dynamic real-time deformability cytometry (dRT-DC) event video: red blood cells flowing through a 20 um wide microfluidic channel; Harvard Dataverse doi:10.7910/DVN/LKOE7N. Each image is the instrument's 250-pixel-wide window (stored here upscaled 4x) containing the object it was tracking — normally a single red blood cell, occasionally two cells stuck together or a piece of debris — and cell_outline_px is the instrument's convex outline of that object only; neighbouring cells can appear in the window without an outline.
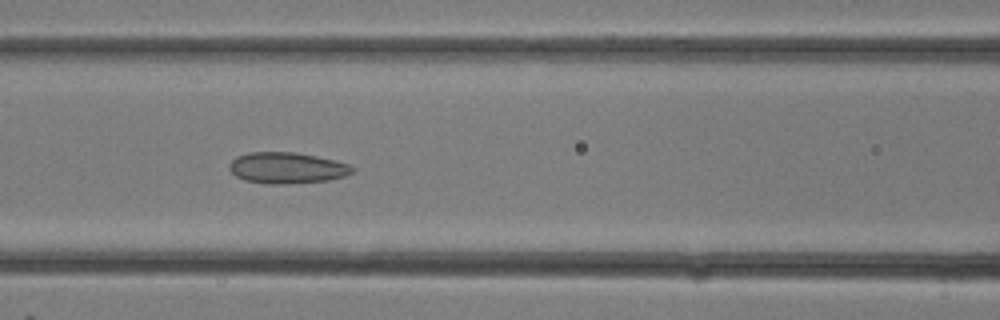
{"species": "common noctule bat (a hibernating species)", "species_latin": "Nyctalus noctula", "temperature_condition": "room temperature", "stored_images_in_passage": 27, "camera_frame_rate_fps": 3000, "um_per_image_px": 0.085, "animal": {"sex": "female"}, "frame": {"image": 1, "passage_image": 11, "time_ms": 3.333, "image_size_px": [1000, 320], "cell_outline_px": [[356, 168], [352, 172], [344, 176], [328, 180], [284, 184], [268, 184], [244, 180], [236, 176], [228, 168], [228, 164], [236, 156], [248, 152], [296, 152], [336, 160], [348, 164]], "centroid_in_image_um": [24.37, 14.26], "position_along_channel_um": 142.2, "area_um2": 22.43}}
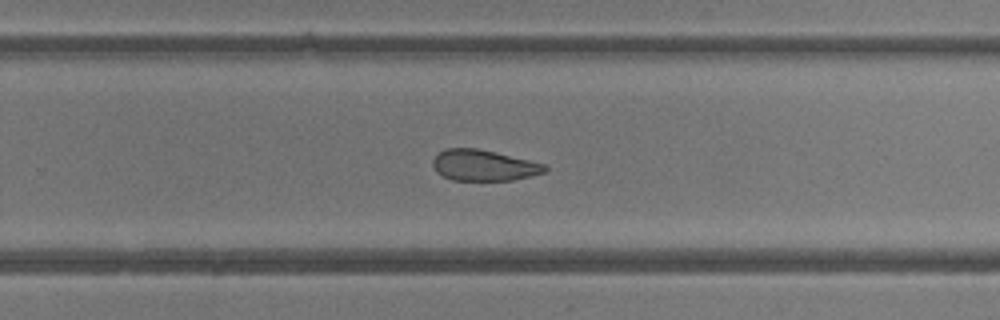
{"frame": {"image": 2, "passage_image": 17, "time_ms": 5.333, "image_size_px": [1000, 320], "cell_outline_px": [[548, 168], [544, 172], [532, 176], [512, 180], [452, 180], [436, 172], [432, 164], [432, 160], [444, 148], [476, 148], [496, 152], [544, 164]], "centroid_in_image_um": [41.1, 14.05], "position_along_channel_um": 288.7, "area_um2": 20.11}}
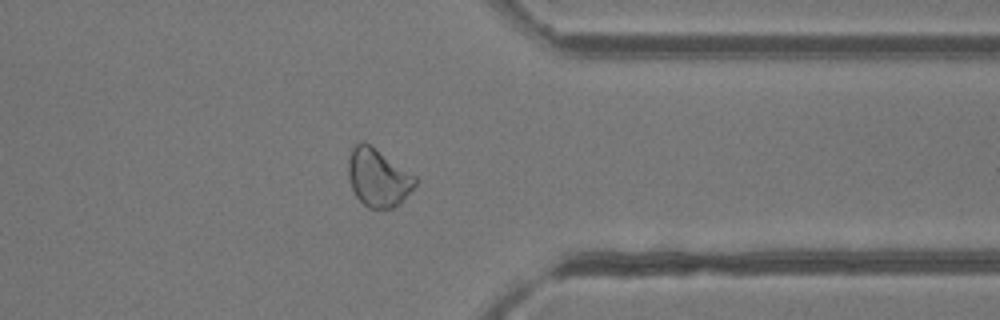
{"frame": {"image": 3, "passage_image": 21, "time_ms": 6.667, "image_size_px": [1000, 320], "cell_outline_px": [[416, 184], [400, 204], [392, 208], [368, 208], [356, 196], [352, 188], [348, 176], [348, 160], [352, 148], [360, 140], [372, 144], [416, 176]], "centroid_in_image_um": [32.13, 15.07], "position_along_channel_um": 379.3, "area_um2": 22.77}}